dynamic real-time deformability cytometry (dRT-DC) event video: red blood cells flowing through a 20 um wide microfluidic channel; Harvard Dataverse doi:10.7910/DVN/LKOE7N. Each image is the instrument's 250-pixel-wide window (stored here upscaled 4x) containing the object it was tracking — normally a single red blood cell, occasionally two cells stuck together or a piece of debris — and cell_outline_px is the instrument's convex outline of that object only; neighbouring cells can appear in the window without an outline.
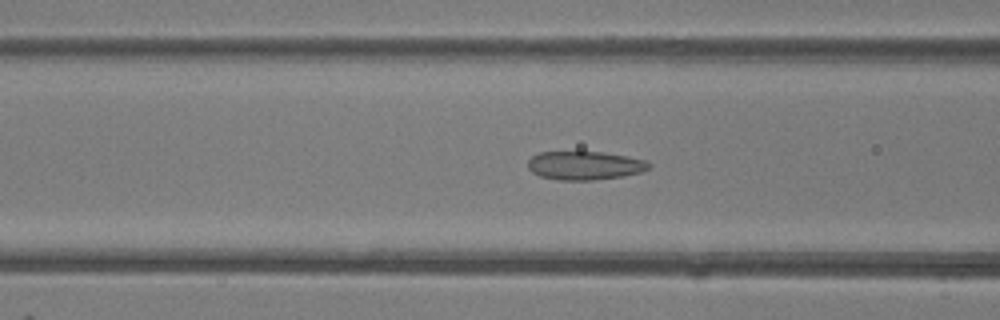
{"species": "common noctule bat (a hibernating species)", "species_latin": "Nyctalus noctula", "temperature_condition": "room temperature", "stored_images_in_passage": 44, "camera_frame_rate_fps": 3000, "um_per_image_px": 0.085, "animal": {"sex": "female"}, "frame": {"image": 1, "passage_image": 19, "time_ms": 6.0, "image_size_px": [1000, 320], "cell_outline_px": [[652, 164], [648, 168], [640, 172], [624, 176], [592, 180], [560, 180], [540, 176], [532, 172], [528, 168], [528, 160], [532, 156], [540, 152], [604, 152], [648, 160]], "centroid_in_image_um": [49.72, 14.06], "position_along_channel_um": 116.9, "area_um2": 20.17}}
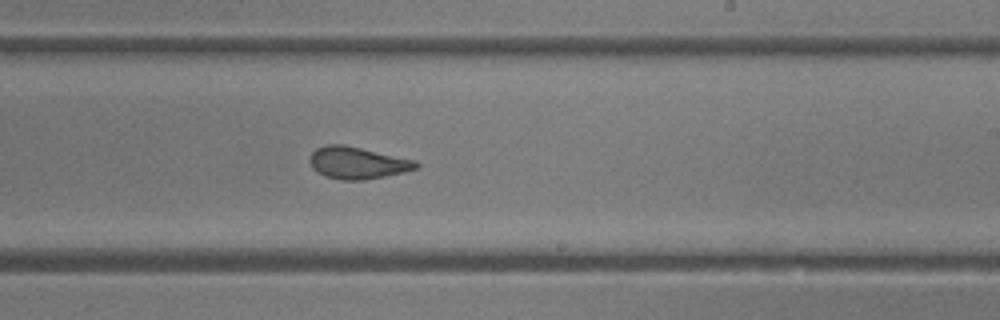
{"frame": {"image": 2, "passage_image": 29, "time_ms": 9.333, "image_size_px": [1000, 320], "cell_outline_px": [[420, 168], [404, 172], [364, 180], [340, 180], [324, 176], [316, 172], [312, 168], [308, 160], [308, 156], [316, 148], [324, 144], [344, 144], [416, 160], [420, 164]], "centroid_in_image_um": [30.36, 13.84], "position_along_channel_um": 258.6, "area_um2": 20.23}}
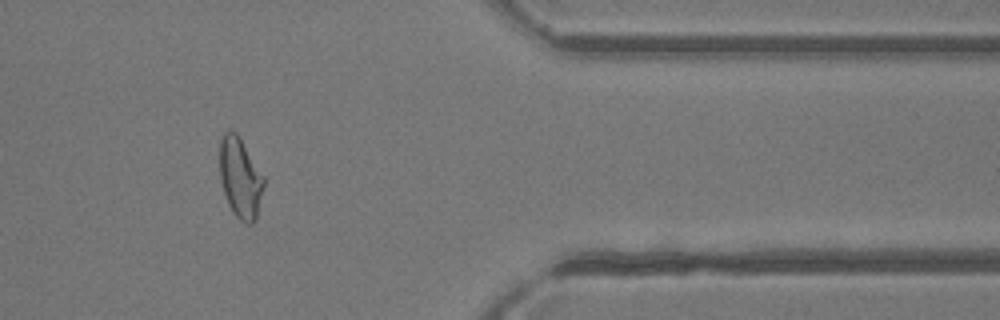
{"frame": {"image": 3, "passage_image": 40, "time_ms": 13.0, "image_size_px": [1000, 320], "cell_outline_px": [[264, 188], [256, 220], [252, 224], [248, 224], [240, 220], [232, 212], [228, 204], [220, 180], [220, 140], [224, 132], [228, 128], [236, 132], [264, 176]], "centroid_in_image_um": [20.42, 15.12], "position_along_channel_um": 391.0, "area_um2": 20.75}}